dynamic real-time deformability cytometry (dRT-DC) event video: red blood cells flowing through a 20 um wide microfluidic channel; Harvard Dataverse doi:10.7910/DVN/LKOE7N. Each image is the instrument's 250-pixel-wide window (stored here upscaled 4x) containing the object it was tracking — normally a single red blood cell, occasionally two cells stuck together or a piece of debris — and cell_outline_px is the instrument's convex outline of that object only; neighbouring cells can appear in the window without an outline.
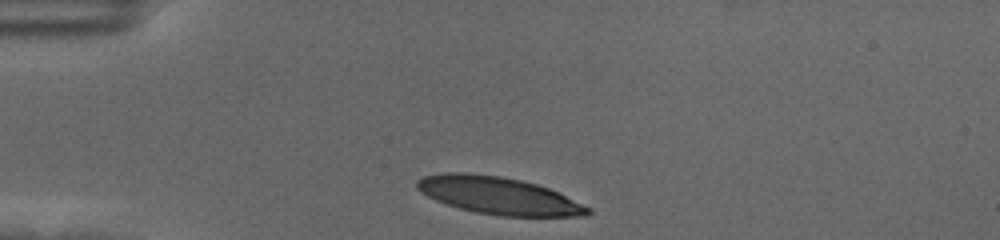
{"species": "human", "species_latin": "Homo sapiens", "temperature_condition": "cold", "stored_images_in_passage": 34, "camera_frame_rate_fps": 3000, "um_per_image_px": 0.085, "donor": {"sex": "female"}, "frame": {"image": 1, "passage_image": 1, "time_ms": 0.0, "image_size_px": [1000, 240], "cell_outline_px": [[592, 212], [588, 216], [500, 216], [476, 212], [460, 208], [436, 200], [420, 192], [416, 188], [416, 180], [424, 176], [444, 172], [464, 172], [500, 176], [520, 180], [536, 184], [548, 188], [592, 208]], "centroid_in_image_um": [42.38, 16.62], "position_along_channel_um": 42.6, "area_um2": 37.05}}
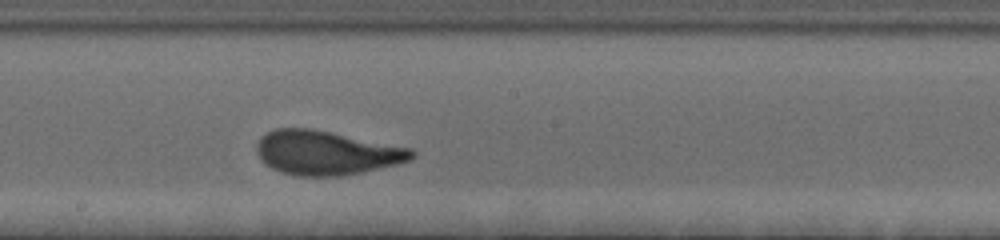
{"frame": {"image": 2, "passage_image": 19, "time_ms": 6.0, "image_size_px": [1000, 240], "cell_outline_px": [[416, 156], [408, 160], [396, 164], [360, 172], [340, 176], [296, 176], [280, 172], [264, 164], [260, 160], [256, 152], [256, 144], [260, 136], [276, 128], [312, 128], [412, 148], [416, 152]], "centroid_in_image_um": [27.69, 12.98], "position_along_channel_um": 220.5, "area_um2": 40.06}}
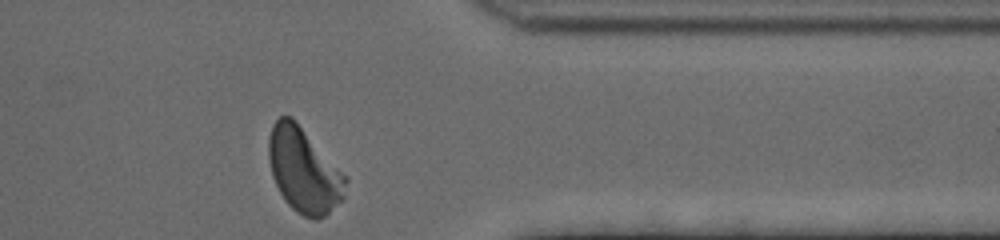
{"frame": {"image": 3, "passage_image": 34, "time_ms": 11.0, "image_size_px": [1000, 240], "cell_outline_px": [[348, 180], [344, 200], [324, 216], [316, 220], [312, 220], [296, 212], [284, 200], [272, 176], [268, 160], [268, 140], [272, 124], [280, 116], [292, 116], [296, 120], [348, 176]], "centroid_in_image_um": [25.85, 14.48], "position_along_channel_um": 385.5, "area_um2": 38.67}, "authors_computed_cell_mechanics": {"area_um2": 38.6682, "velocity_mm_per_s": 3.497, "shape_relaxation_time_tau1_ms": 4.1297, "shape_relaxation_time_tau2_ms": 0.9138, "deformation_change_tau1": 0.1974, "deformation_change_tau2": 0.0789}}